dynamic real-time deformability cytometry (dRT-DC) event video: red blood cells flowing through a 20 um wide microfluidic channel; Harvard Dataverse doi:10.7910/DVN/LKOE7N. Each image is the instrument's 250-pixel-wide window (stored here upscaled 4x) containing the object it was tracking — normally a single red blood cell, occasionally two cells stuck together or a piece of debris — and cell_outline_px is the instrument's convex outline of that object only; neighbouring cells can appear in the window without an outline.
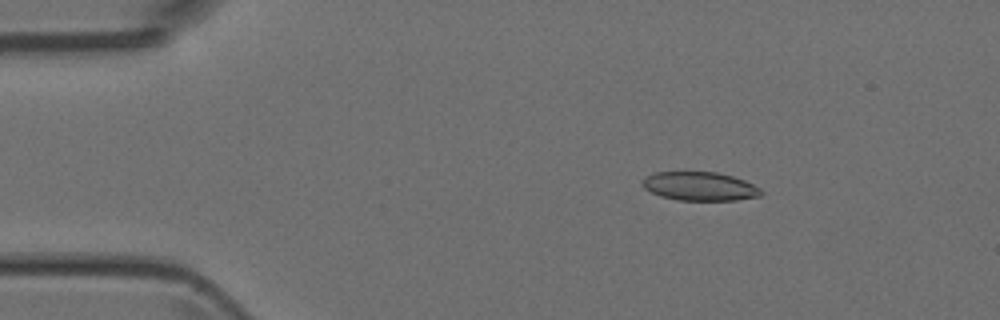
{"species": "Egyptian fruit bat (a non-hibernating species)", "species_latin": "Rousettus aegyptiacus", "temperature_condition": "room temperature", "stored_images_in_passage": 5, "camera_frame_rate_fps": 3000, "um_per_image_px": 0.085, "animal": {"sex": "female"}, "frame": {"image": 1, "passage_image": 3, "time_ms": 2.333, "image_size_px": [1000, 320], "cell_outline_px": [[764, 192], [760, 196], [736, 200], [676, 200], [660, 196], [644, 188], [644, 176], [656, 172], [716, 172], [732, 176], [744, 180], [760, 188]], "centroid_in_image_um": [59.5, 15.84], "position_along_channel_um": 25.5, "area_um2": 19.77}}